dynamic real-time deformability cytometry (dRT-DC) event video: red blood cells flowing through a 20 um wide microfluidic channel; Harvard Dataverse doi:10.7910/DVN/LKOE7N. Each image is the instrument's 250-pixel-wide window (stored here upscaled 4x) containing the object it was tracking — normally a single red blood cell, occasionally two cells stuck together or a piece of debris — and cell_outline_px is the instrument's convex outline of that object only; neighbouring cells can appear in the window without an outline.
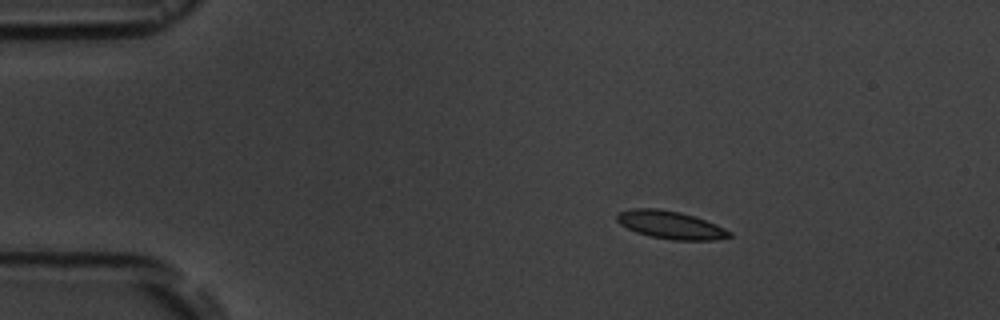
{"species": "common noctule bat (a hibernating species)", "species_latin": "Nyctalus noctula", "temperature_condition": "room temperature", "stored_images_in_passage": 3, "camera_frame_rate_fps": 3000, "um_per_image_px": 0.085, "animal": {"sex": "male", "body_mass_g": 19.5, "forearm_length_mm": 54.6}, "frame": {"image": 1, "passage_image": 2, "time_ms": 1.0, "image_size_px": [1000, 320], "cell_outline_px": [[732, 236], [716, 240], [672, 240], [652, 236], [636, 232], [620, 224], [616, 220], [616, 216], [620, 212], [632, 208], [660, 208], [680, 212], [716, 224], [732, 232]], "centroid_in_image_um": [57.0, 19.11], "position_along_channel_um": 28.0, "area_um2": 18.15}}